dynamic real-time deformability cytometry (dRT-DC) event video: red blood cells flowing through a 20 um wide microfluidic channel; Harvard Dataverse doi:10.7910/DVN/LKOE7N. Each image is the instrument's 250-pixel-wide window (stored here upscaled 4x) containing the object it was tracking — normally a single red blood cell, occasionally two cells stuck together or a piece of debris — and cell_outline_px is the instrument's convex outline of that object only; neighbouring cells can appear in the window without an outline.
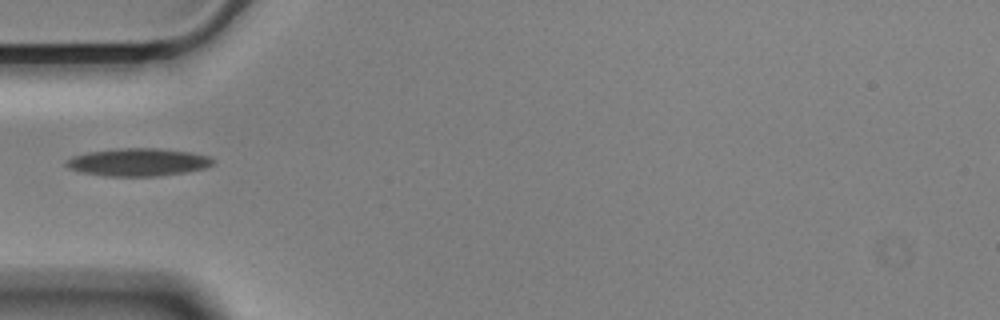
{"species": "Egyptian fruit bat (a non-hibernating species)", "species_latin": "Rousettus aegyptiacus", "temperature_condition": "cold", "stored_images_in_passage": 22, "camera_frame_rate_fps": 3000, "um_per_image_px": 0.085, "animal": {"sex": "male"}, "frame": {"image": 1, "passage_image": 1, "time_ms": 0.0, "image_size_px": [1000, 320], "cell_outline_px": [[216, 160], [212, 164], [204, 168], [184, 172], [156, 176], [108, 176], [84, 172], [68, 168], [64, 164], [72, 156], [88, 152], [116, 148], [160, 148], [188, 152], [208, 156]], "centroid_in_image_um": [11.73, 13.77], "position_along_channel_um": 73.3, "area_um2": 23.52}}
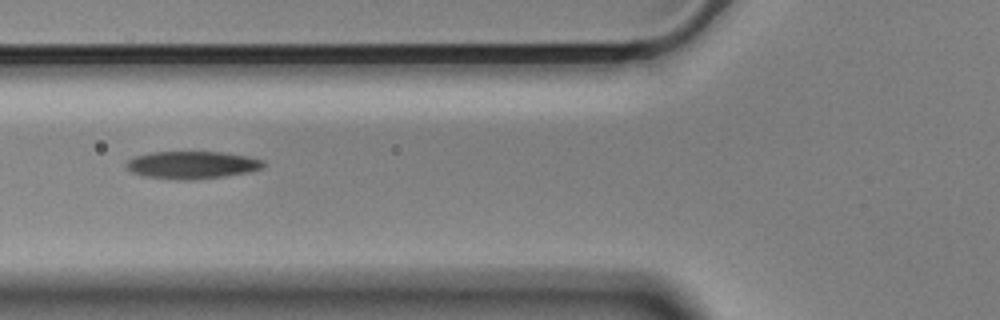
{"frame": {"image": 2, "passage_image": 4, "time_ms": 1.0, "image_size_px": [1000, 320], "cell_outline_px": [[264, 168], [248, 172], [224, 176], [184, 180], [176, 180], [144, 176], [132, 172], [124, 164], [128, 160], [136, 156], [152, 152], [220, 152], [248, 156], [264, 160]], "centroid_in_image_um": [16.33, 14.02], "position_along_channel_um": 109.5, "area_um2": 21.91}}
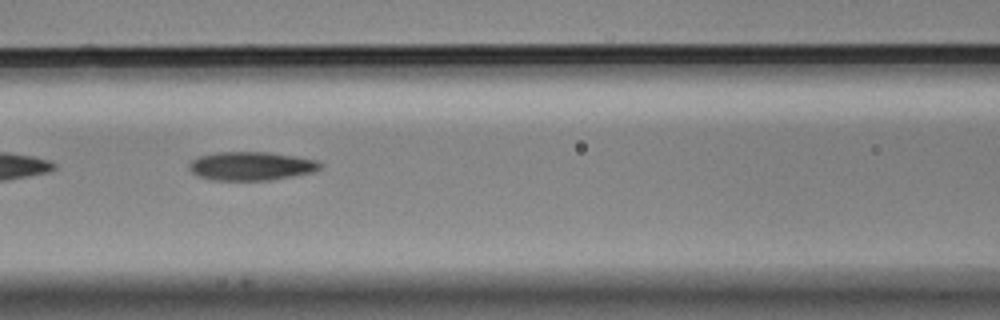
{"frame": {"image": 3, "passage_image": 7, "time_ms": 2.0, "image_size_px": [1000, 320], "cell_outline_px": [[320, 168], [312, 172], [272, 180], [212, 180], [196, 176], [188, 168], [188, 164], [192, 160], [200, 156], [216, 152], [268, 152], [316, 160], [320, 164]], "centroid_in_image_um": [21.28, 14.12], "position_along_channel_um": 145.3, "area_um2": 21.73}}